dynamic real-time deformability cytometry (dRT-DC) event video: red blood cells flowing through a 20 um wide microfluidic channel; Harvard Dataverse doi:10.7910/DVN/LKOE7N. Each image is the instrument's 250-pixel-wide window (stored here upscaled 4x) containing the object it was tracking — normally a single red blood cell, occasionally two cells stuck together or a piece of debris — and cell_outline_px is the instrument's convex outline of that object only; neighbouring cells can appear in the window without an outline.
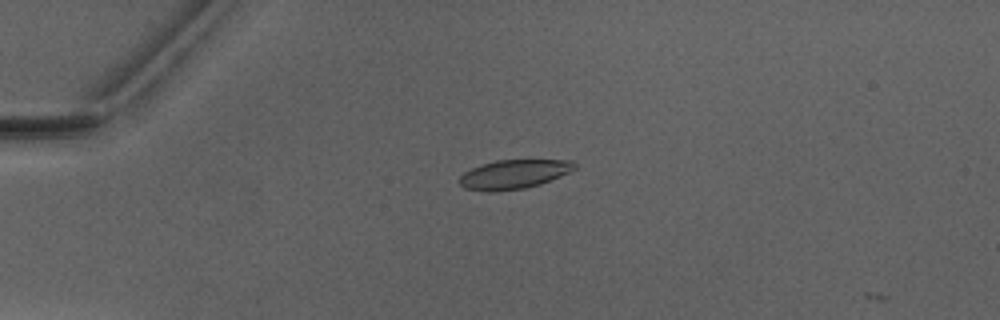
{"species": "Egyptian fruit bat (a non-hibernating species)", "species_latin": "Rousettus aegyptiacus", "temperature_condition": "warm", "stored_images_in_passage": 5, "camera_frame_rate_fps": 3000, "um_per_image_px": 0.085, "animal": {"sex": "male"}, "frame": {"image": 1, "passage_image": 3, "time_ms": 2.333, "image_size_px": [1000, 320], "cell_outline_px": [[576, 168], [560, 176], [540, 184], [524, 188], [492, 192], [488, 192], [464, 188], [460, 184], [460, 176], [464, 172], [472, 168], [496, 160], [572, 160], [576, 164]], "centroid_in_image_um": [43.67, 14.81], "position_along_channel_um": 41.3, "area_um2": 19.36}}
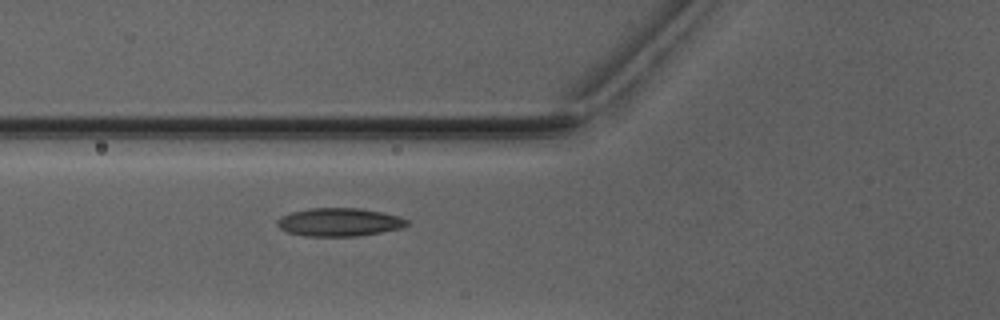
{"frame": {"image": 2, "passage_image": 5, "time_ms": 4.667, "image_size_px": [1000, 320], "cell_outline_px": [[408, 224], [400, 228], [380, 232], [356, 236], [304, 236], [288, 232], [280, 228], [276, 224], [276, 220], [280, 216], [292, 212], [312, 208], [360, 208], [400, 216], [408, 220]], "centroid_in_image_um": [28.81, 18.88], "position_along_channel_um": 97.0, "area_um2": 21.21}}